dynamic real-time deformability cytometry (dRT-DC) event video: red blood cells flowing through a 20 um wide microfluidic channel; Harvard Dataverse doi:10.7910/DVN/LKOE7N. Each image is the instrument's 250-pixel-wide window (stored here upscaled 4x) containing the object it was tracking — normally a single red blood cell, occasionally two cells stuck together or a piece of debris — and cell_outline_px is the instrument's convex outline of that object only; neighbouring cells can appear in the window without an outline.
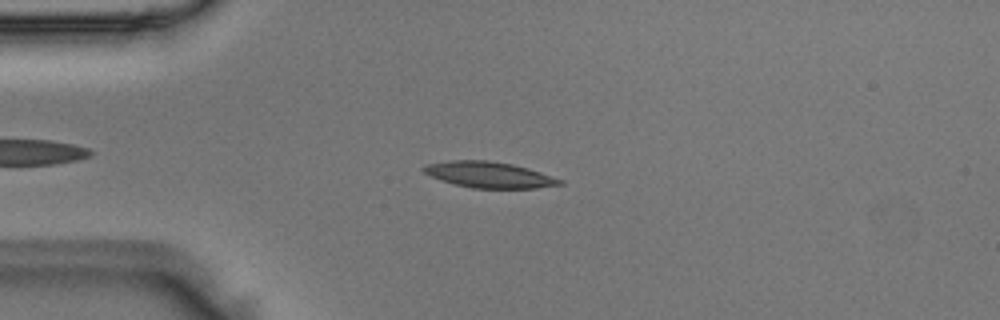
{"species": "Egyptian fruit bat (a non-hibernating species)", "species_latin": "Rousettus aegyptiacus", "temperature_condition": "room temperature", "stored_images_in_passage": 46, "camera_frame_rate_fps": 3000, "um_per_image_px": 0.085, "animal": {"sex": "male"}, "frame": {"image": 1, "passage_image": 8, "time_ms": 2.333, "image_size_px": [1000, 320], "cell_outline_px": [[564, 184], [536, 188], [472, 188], [440, 180], [424, 172], [420, 168], [424, 164], [452, 160], [488, 160], [512, 164], [528, 168], [564, 180]], "centroid_in_image_um": [41.57, 14.85], "position_along_channel_um": 43.4, "area_um2": 20.63}}
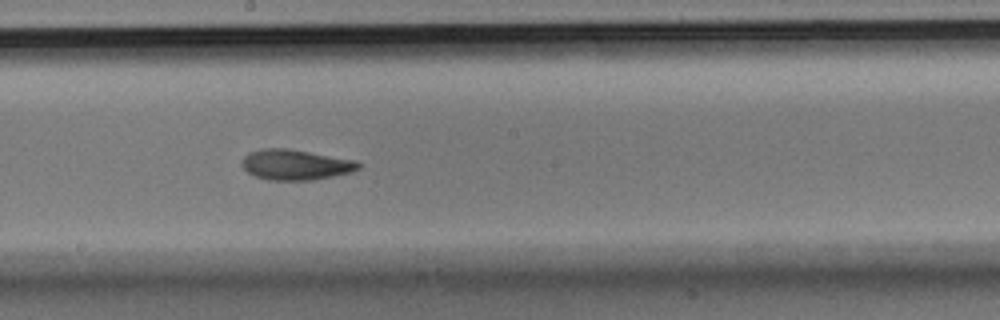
{"frame": {"image": 2, "passage_image": 23, "time_ms": 7.333, "image_size_px": [1000, 320], "cell_outline_px": [[360, 168], [352, 172], [312, 180], [268, 180], [256, 176], [248, 172], [240, 164], [244, 156], [248, 152], [260, 148], [288, 148], [356, 160], [360, 164]], "centroid_in_image_um": [25.1, 13.99], "position_along_channel_um": 223.1, "area_um2": 20.75}}
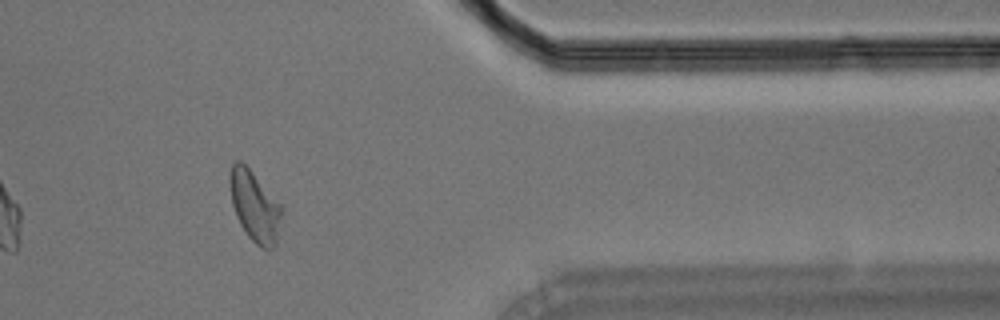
{"frame": {"image": 3, "passage_image": 37, "time_ms": 12.0, "image_size_px": [1000, 320], "cell_outline_px": [[284, 212], [276, 244], [272, 248], [264, 248], [256, 244], [248, 236], [240, 224], [236, 216], [232, 204], [228, 180], [228, 176], [232, 164], [236, 160], [240, 160], [252, 172], [284, 208]], "centroid_in_image_um": [21.66, 17.53], "position_along_channel_um": 389.7, "area_um2": 21.44}}